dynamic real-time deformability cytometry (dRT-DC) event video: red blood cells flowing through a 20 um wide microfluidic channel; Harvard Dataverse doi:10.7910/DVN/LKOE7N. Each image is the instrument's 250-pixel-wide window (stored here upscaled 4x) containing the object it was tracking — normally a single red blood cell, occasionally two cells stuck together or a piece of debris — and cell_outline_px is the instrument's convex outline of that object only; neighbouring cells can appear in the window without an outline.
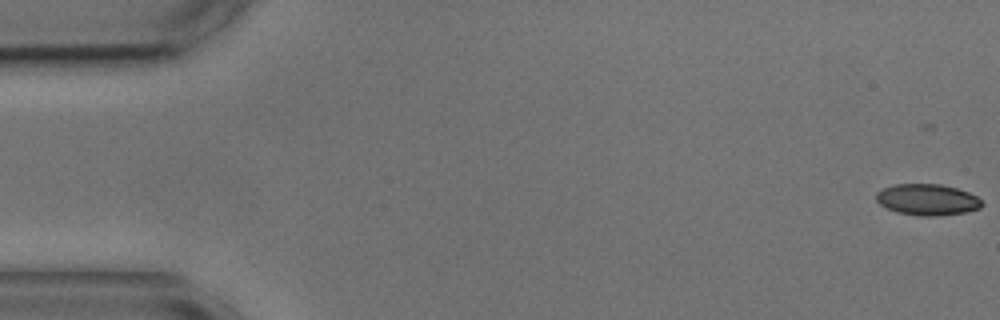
{"species": "common noctule bat (a hibernating species)", "species_latin": "Nyctalus noctula", "temperature_condition": "cold", "stored_images_in_passage": 4, "camera_frame_rate_fps": 3000, "um_per_image_px": 0.085, "animal": {"sex": "male", "body_mass_g": 17.9, "forearm_length_mm": 54.2}, "frame": {"image": 1, "passage_image": 1, "time_ms": 0.0, "image_size_px": [1000, 320], "cell_outline_px": [[984, 204], [980, 208], [964, 212], [936, 216], [920, 216], [896, 212], [880, 204], [876, 200], [876, 192], [892, 184], [940, 184], [956, 188], [968, 192], [976, 196]], "centroid_in_image_um": [78.81, 16.97], "position_along_channel_um": 6.2, "area_um2": 19.19}}
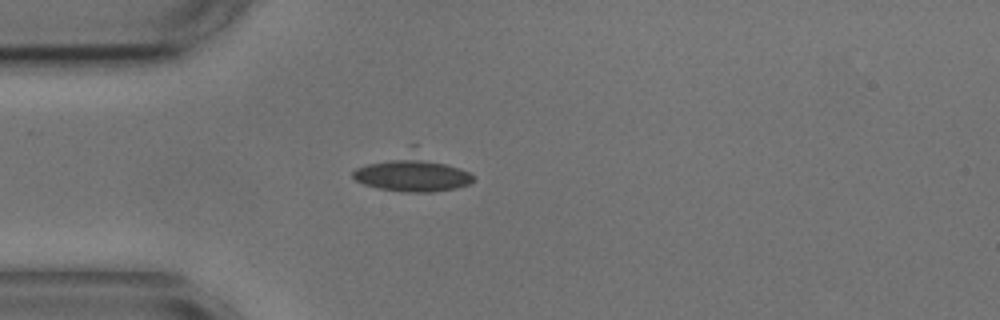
{"frame": {"image": 2, "passage_image": 4, "time_ms": 4.667, "image_size_px": [1000, 320], "cell_outline_px": [[476, 180], [468, 184], [456, 188], [432, 192], [408, 192], [380, 188], [364, 184], [356, 180], [352, 176], [352, 172], [356, 168], [408, 144], [416, 144], [476, 176]], "centroid_in_image_um": [35.07, 14.6], "position_along_channel_um": 49.9, "area_um2": 27.28}}